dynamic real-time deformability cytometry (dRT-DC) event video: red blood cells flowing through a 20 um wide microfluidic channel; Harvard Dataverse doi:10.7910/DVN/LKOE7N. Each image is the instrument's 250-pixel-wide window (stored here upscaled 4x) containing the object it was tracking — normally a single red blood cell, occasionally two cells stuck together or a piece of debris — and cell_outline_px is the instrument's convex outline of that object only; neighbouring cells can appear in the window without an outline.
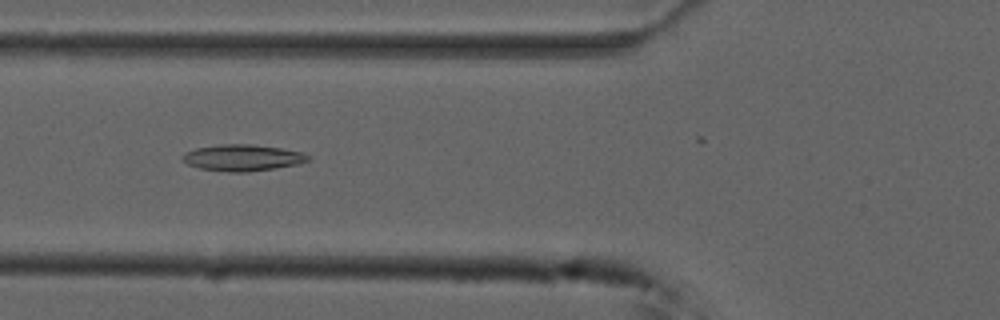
{"species": "common noctule bat (a hibernating species)", "species_latin": "Nyctalus noctula", "temperature_condition": "cold", "stored_images_in_passage": 35, "camera_frame_rate_fps": 3000, "um_per_image_px": 0.085, "animal": {"sex": "male", "forearm_length_mm": 52.5}, "frame": {"image": 1, "passage_image": 20, "time_ms": 6.333, "image_size_px": [1000, 320], "cell_outline_px": [[312, 160], [300, 164], [276, 168], [248, 172], [228, 172], [200, 168], [188, 164], [180, 160], [180, 156], [184, 152], [196, 148], [220, 144], [252, 144], [280, 148], [300, 152], [308, 156]], "centroid_in_image_um": [20.59, 13.41], "position_along_channel_um": 105.2, "area_um2": 19.48}}
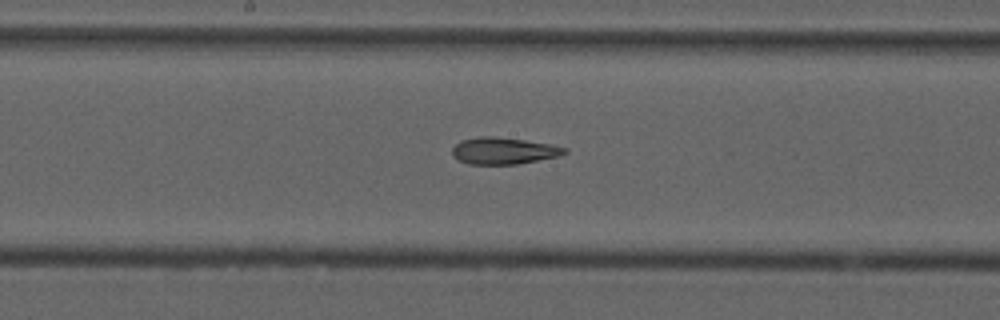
{"frame": {"image": 2, "passage_image": 28, "time_ms": 9.0, "image_size_px": [1000, 320], "cell_outline_px": [[568, 152], [560, 156], [516, 164], [468, 164], [452, 156], [452, 148], [460, 140], [480, 136], [492, 136], [524, 140], [548, 144], [568, 148]], "centroid_in_image_um": [42.79, 12.82], "position_along_channel_um": 205.4, "area_um2": 17.46}}
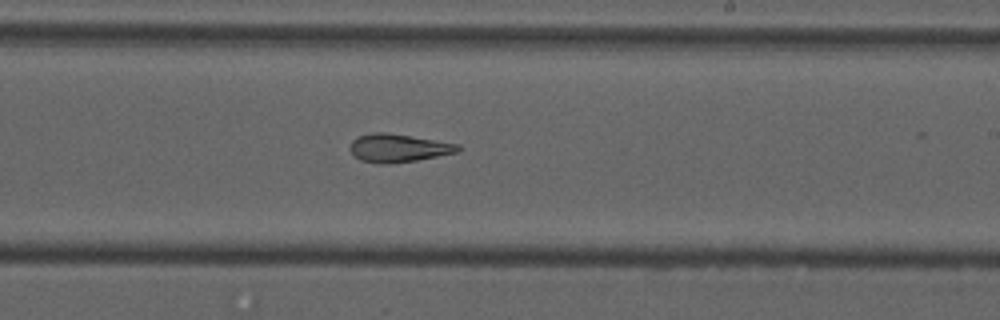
{"frame": {"image": 3, "passage_image": 32, "time_ms": 10.333, "image_size_px": [1000, 320], "cell_outline_px": [[460, 148], [456, 152], [416, 160], [388, 164], [380, 164], [360, 160], [348, 148], [352, 140], [356, 136], [372, 132], [388, 132], [460, 144]], "centroid_in_image_um": [33.8, 12.56], "position_along_channel_um": 255.2, "area_um2": 17.74}}